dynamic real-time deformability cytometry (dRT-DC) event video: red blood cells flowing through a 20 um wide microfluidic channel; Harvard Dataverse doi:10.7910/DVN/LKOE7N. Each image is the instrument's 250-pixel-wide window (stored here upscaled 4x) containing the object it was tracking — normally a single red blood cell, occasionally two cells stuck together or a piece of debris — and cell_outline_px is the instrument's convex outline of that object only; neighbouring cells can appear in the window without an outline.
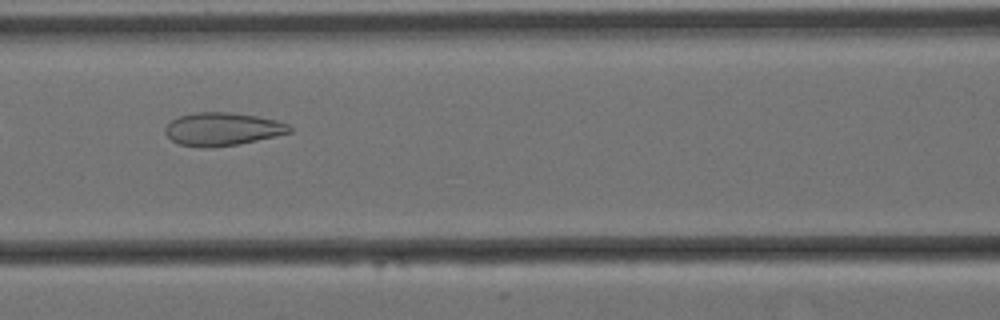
{"species": "Egyptian fruit bat (a non-hibernating species)", "species_latin": "Rousettus aegyptiacus", "temperature_condition": "cold", "stored_images_in_passage": 8, "camera_frame_rate_fps": 3000, "um_per_image_px": 0.085, "animal": {"sex": "female"}, "frame": {"image": 1, "passage_image": 4, "time_ms": 1.0, "image_size_px": [1000, 320], "cell_outline_px": [[292, 132], [256, 140], [236, 144], [204, 148], [180, 144], [172, 140], [164, 132], [164, 128], [172, 120], [180, 116], [196, 112], [228, 112], [256, 116], [276, 120], [288, 124], [292, 128]], "centroid_in_image_um": [18.89, 10.96], "position_along_channel_um": 147.7, "area_um2": 23.64}}
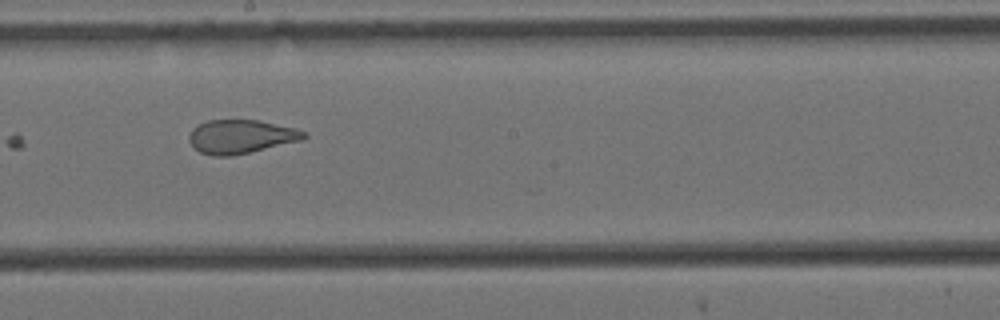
{"frame": {"image": 2, "passage_image": 6, "time_ms": 1.667, "image_size_px": [1000, 320], "cell_outline_px": [[308, 136], [304, 140], [248, 152], [228, 156], [212, 156], [200, 152], [188, 140], [188, 136], [200, 124], [208, 120], [260, 120], [296, 128], [308, 132]], "centroid_in_image_um": [20.55, 11.6], "position_along_channel_um": 227.7, "area_um2": 22.43}}
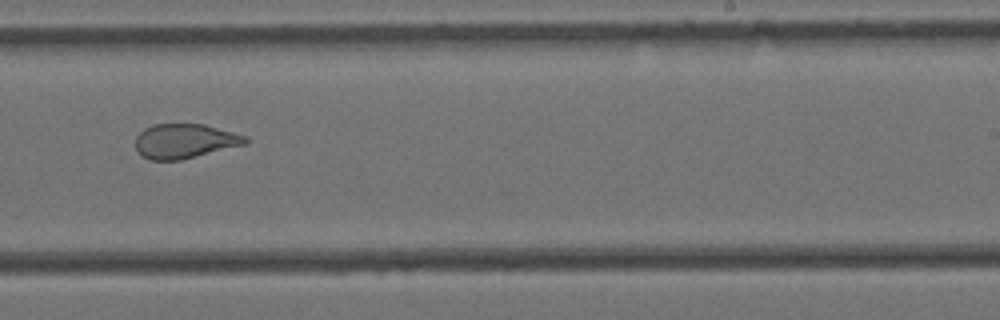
{"frame": {"image": 3, "passage_image": 7, "time_ms": 2.0, "image_size_px": [1000, 320], "cell_outline_px": [[248, 144], [180, 160], [148, 160], [140, 156], [136, 152], [136, 136], [144, 128], [152, 124], [204, 124], [248, 136]], "centroid_in_image_um": [15.69, 12.0], "position_along_channel_um": 273.3, "area_um2": 22.43}}